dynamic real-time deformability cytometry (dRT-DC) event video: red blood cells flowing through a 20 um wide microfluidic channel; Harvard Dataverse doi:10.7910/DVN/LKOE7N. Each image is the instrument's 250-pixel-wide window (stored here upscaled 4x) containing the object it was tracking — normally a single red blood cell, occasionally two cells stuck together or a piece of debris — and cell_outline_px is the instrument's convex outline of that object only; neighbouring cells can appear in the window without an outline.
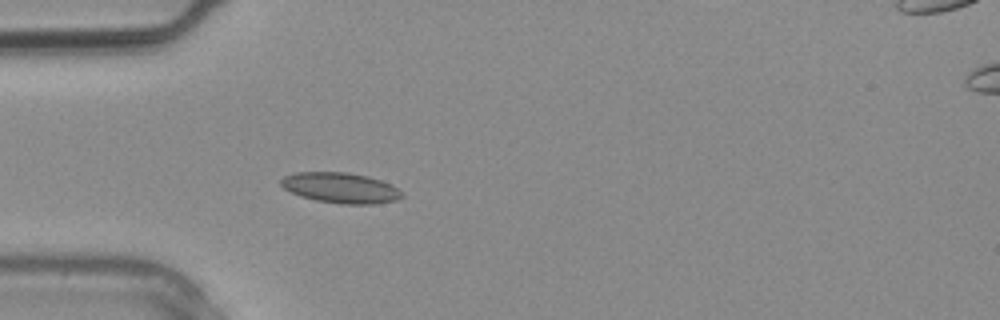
{"species": "common noctule bat (a hibernating species)", "species_latin": "Nyctalus noctula", "temperature_condition": "warm", "stored_images_in_passage": 1, "camera_frame_rate_fps": 3000, "um_per_image_px": 0.085, "animal": {"sex": "male", "body_mass_g": 20.4}, "frame": {"image": 1, "passage_image": 1, "time_ms": 0.0, "image_size_px": [1000, 320], "cell_outline_px": [[404, 196], [396, 200], [376, 204], [340, 204], [316, 200], [300, 196], [284, 188], [280, 184], [280, 180], [284, 176], [292, 172], [348, 172], [368, 176], [392, 184], [404, 192]], "centroid_in_image_um": [28.98, 15.96], "position_along_channel_um": 56.0, "area_um2": 21.73}}